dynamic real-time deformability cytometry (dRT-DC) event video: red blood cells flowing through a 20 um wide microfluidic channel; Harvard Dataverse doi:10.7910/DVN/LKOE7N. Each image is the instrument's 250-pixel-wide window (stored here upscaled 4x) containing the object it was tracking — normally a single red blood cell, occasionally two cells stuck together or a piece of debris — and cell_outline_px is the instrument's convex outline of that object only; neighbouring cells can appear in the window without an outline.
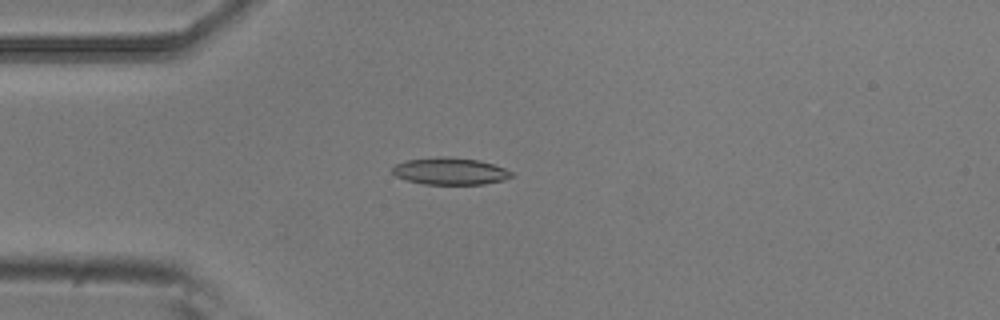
{"species": "common noctule bat (a hibernating species)", "species_latin": "Nyctalus noctula", "temperature_condition": "room temperature", "stored_images_in_passage": 5, "camera_frame_rate_fps": 3000, "um_per_image_px": 0.085, "animal": {"sex": "male", "body_mass_g": 20.5, "forearm_length_mm": 52.5}, "frame": {"image": 1, "passage_image": 5, "time_ms": 1.333, "image_size_px": [1000, 320], "cell_outline_px": [[512, 176], [504, 180], [484, 184], [424, 184], [408, 180], [396, 176], [392, 172], [392, 168], [396, 164], [404, 160], [440, 156], [444, 156], [480, 160], [504, 168], [512, 172]], "centroid_in_image_um": [38.24, 14.54], "position_along_channel_um": 46.8, "area_um2": 18.73}}